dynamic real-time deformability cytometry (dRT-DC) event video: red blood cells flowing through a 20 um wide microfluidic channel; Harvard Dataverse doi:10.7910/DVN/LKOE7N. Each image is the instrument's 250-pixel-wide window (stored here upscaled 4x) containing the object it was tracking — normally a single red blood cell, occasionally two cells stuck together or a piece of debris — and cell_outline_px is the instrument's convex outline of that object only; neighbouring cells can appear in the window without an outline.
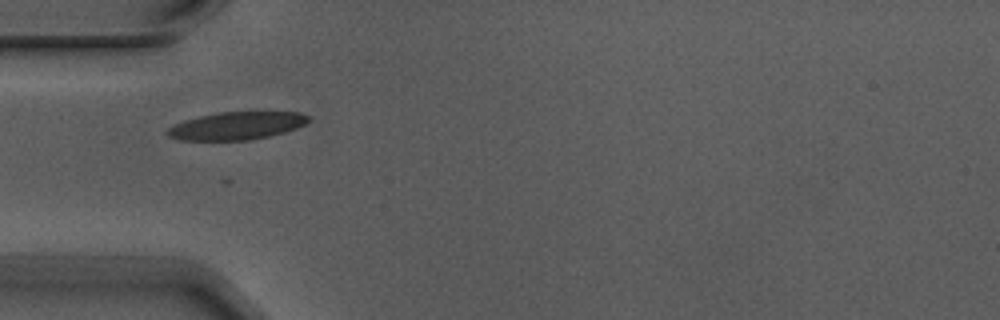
{"species": "Egyptian fruit bat (a non-hibernating species)", "species_latin": "Rousettus aegyptiacus", "temperature_condition": "warm", "stored_images_in_passage": 10, "camera_frame_rate_fps": 3000, "um_per_image_px": 0.085, "animal": {"sex": "male"}, "frame": {"image": 1, "passage_image": 2, "time_ms": 0.333, "image_size_px": [1000, 320], "cell_outline_px": [[312, 120], [296, 128], [284, 132], [268, 136], [248, 140], [180, 140], [168, 136], [164, 132], [168, 128], [184, 120], [200, 116], [220, 112], [300, 112], [312, 116]], "centroid_in_image_um": [20.14, 10.68], "position_along_channel_um": 64.9, "area_um2": 22.83}}
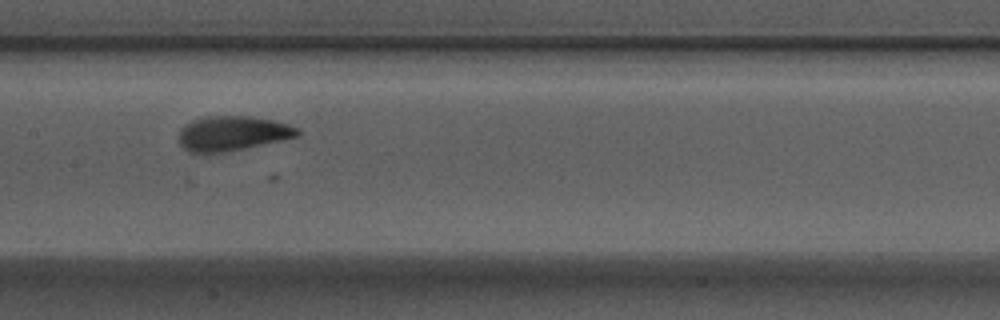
{"frame": {"image": 2, "passage_image": 5, "time_ms": 1.333, "image_size_px": [1000, 320], "cell_outline_px": [[300, 136], [244, 148], [220, 152], [188, 152], [180, 144], [180, 128], [184, 124], [192, 120], [208, 116], [248, 116], [272, 120], [288, 124], [296, 128], [300, 132]], "centroid_in_image_um": [19.74, 11.32], "position_along_channel_um": 187.7, "area_um2": 23.7}}
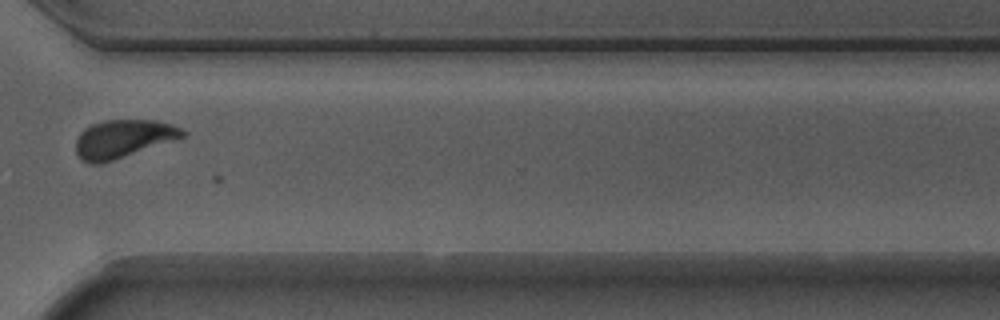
{"frame": {"image": 3, "passage_image": 9, "time_ms": 2.667, "image_size_px": [1000, 320], "cell_outline_px": [[188, 132], [184, 136], [100, 164], [88, 164], [80, 160], [76, 156], [76, 140], [80, 132], [84, 128], [92, 124], [104, 120], [156, 120], [172, 124]], "centroid_in_image_um": [10.4, 11.79], "position_along_channel_um": 360.2, "area_um2": 23.52}}